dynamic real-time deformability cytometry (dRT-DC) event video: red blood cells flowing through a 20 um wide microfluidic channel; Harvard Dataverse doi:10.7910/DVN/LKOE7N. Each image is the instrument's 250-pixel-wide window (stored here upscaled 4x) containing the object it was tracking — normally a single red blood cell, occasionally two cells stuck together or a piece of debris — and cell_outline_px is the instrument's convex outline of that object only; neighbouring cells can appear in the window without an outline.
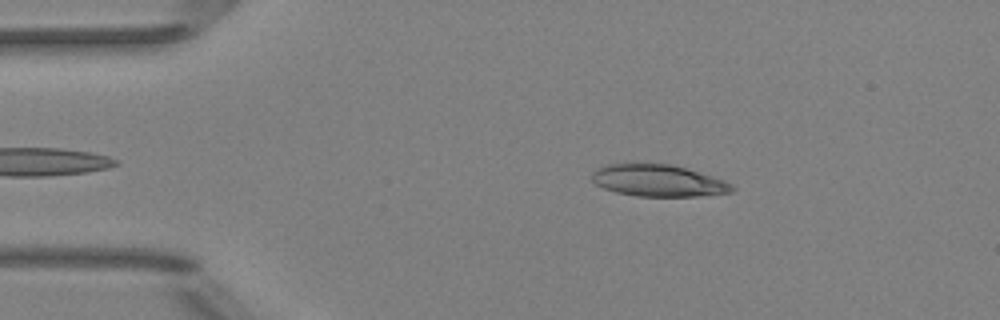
{"species": "Egyptian fruit bat (a non-hibernating species)", "species_latin": "Rousettus aegyptiacus", "temperature_condition": "room temperature", "stored_images_in_passage": 42, "camera_frame_rate_fps": 3000, "um_per_image_px": 0.085, "animal": {"sex": "female"}, "frame": {"image": 1, "passage_image": 7, "time_ms": 2.0, "image_size_px": [1000, 320], "cell_outline_px": [[736, 188], [732, 192], [696, 196], [636, 196], [616, 192], [604, 188], [596, 184], [592, 180], [592, 172], [596, 168], [604, 164], [636, 160], [668, 164], [684, 168], [712, 176], [724, 180], [732, 184]], "centroid_in_image_um": [55.86, 15.3], "position_along_channel_um": 29.1, "area_um2": 26.7}}
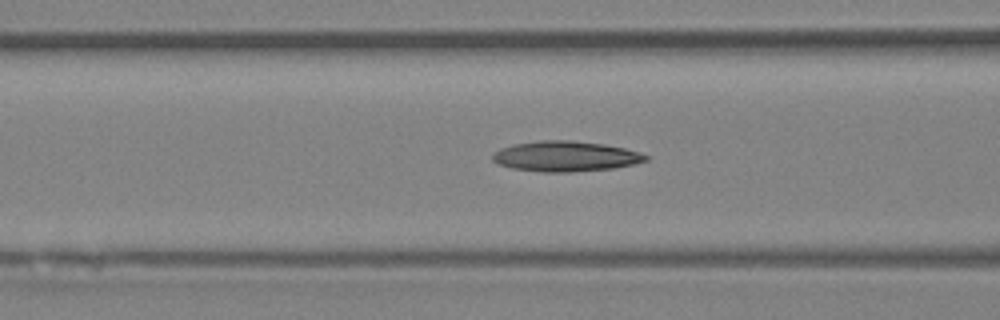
{"frame": {"image": 2, "passage_image": 18, "time_ms": 5.667, "image_size_px": [1000, 320], "cell_outline_px": [[648, 160], [632, 164], [612, 168], [572, 172], [540, 172], [512, 168], [496, 164], [492, 160], [492, 156], [500, 148], [512, 144], [540, 140], [568, 140], [604, 144], [624, 148], [640, 152], [648, 156]], "centroid_in_image_um": [48.03, 13.28], "position_along_channel_um": 118.6, "area_um2": 27.11}}
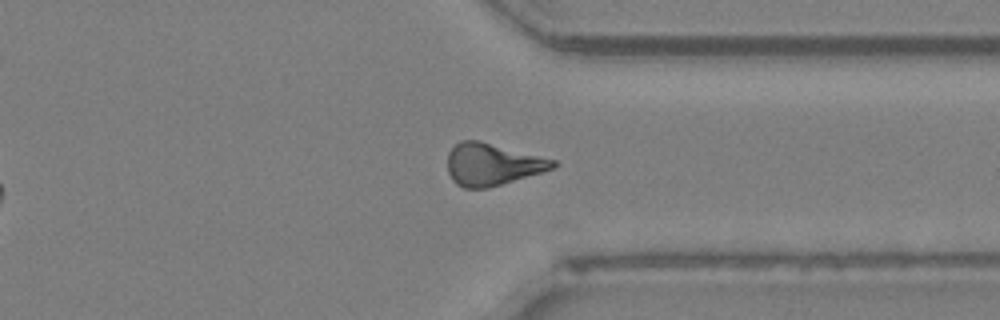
{"frame": {"image": 3, "passage_image": 37, "time_ms": 12.0, "image_size_px": [1000, 320], "cell_outline_px": [[556, 164], [552, 168], [540, 172], [488, 188], [464, 188], [456, 184], [452, 180], [448, 172], [448, 152], [460, 140], [480, 140], [556, 160]], "centroid_in_image_um": [41.79, 13.96], "position_along_channel_um": 369.6, "area_um2": 25.61}}